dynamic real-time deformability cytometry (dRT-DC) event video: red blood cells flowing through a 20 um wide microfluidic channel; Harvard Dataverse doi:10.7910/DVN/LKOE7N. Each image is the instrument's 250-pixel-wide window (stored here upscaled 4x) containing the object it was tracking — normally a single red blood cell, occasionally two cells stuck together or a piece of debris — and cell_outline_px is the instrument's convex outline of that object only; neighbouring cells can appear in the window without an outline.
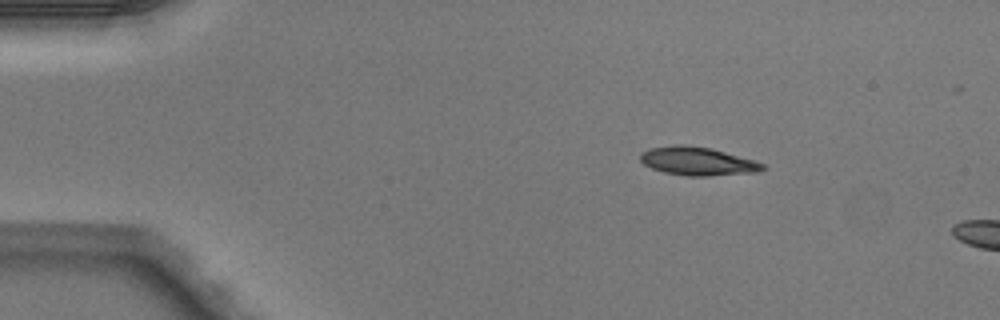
{"species": "Egyptian fruit bat (a non-hibernating species)", "species_latin": "Rousettus aegyptiacus", "temperature_condition": "warm", "stored_images_in_passage": 3, "camera_frame_rate_fps": 3000, "um_per_image_px": 0.085, "animal": {"sex": "male"}, "frame": {"image": 1, "passage_image": 1, "time_ms": 0.0, "image_size_px": [1000, 320], "cell_outline_px": [[768, 168], [760, 172], [708, 176], [688, 176], [664, 172], [652, 168], [644, 164], [640, 160], [640, 152], [648, 148], [676, 144], [684, 144], [712, 148], [756, 160], [764, 164]], "centroid_in_image_um": [59.33, 13.69], "position_along_channel_um": 25.7, "area_um2": 20.63}}